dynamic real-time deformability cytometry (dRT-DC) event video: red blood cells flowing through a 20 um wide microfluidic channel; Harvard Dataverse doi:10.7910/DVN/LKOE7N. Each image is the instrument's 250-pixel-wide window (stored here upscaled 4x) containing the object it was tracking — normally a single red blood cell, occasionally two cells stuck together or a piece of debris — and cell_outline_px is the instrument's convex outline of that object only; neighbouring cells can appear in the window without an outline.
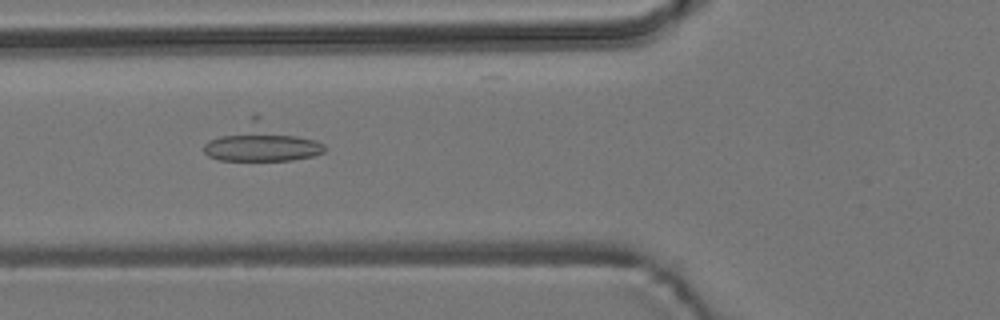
{"species": "common noctule bat (a hibernating species)", "species_latin": "Nyctalus noctula", "temperature_condition": "room temperature", "stored_images_in_passage": 7, "camera_frame_rate_fps": 3000, "um_per_image_px": 0.085, "animal": {"sex": "male", "body_mass_g": 19.2, "forearm_length_mm": 51.8}, "frame": {"image": 1, "passage_image": 6, "time_ms": 5.667, "image_size_px": [1000, 320], "cell_outline_px": [[328, 148], [324, 152], [312, 156], [292, 160], [220, 160], [208, 156], [204, 152], [204, 144], [208, 140], [248, 116], [260, 116], [316, 140], [324, 144]], "centroid_in_image_um": [22.22, 12.1], "position_along_channel_um": 103.6, "area_um2": 26.53}}